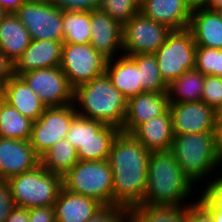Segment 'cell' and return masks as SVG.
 <instances>
[{
    "label": "cell",
    "mask_w": 222,
    "mask_h": 222,
    "mask_svg": "<svg viewBox=\"0 0 222 222\" xmlns=\"http://www.w3.org/2000/svg\"><path fill=\"white\" fill-rule=\"evenodd\" d=\"M150 156L151 152L131 134H118L108 157L113 173V205L127 210L141 205Z\"/></svg>",
    "instance_id": "1"
},
{
    "label": "cell",
    "mask_w": 222,
    "mask_h": 222,
    "mask_svg": "<svg viewBox=\"0 0 222 222\" xmlns=\"http://www.w3.org/2000/svg\"><path fill=\"white\" fill-rule=\"evenodd\" d=\"M197 187L170 151L151 152L141 205L186 206L198 200L195 195L200 194V189Z\"/></svg>",
    "instance_id": "2"
},
{
    "label": "cell",
    "mask_w": 222,
    "mask_h": 222,
    "mask_svg": "<svg viewBox=\"0 0 222 222\" xmlns=\"http://www.w3.org/2000/svg\"><path fill=\"white\" fill-rule=\"evenodd\" d=\"M170 152L196 186L202 185V188L222 178V162L215 148L213 132L174 135Z\"/></svg>",
    "instance_id": "3"
},
{
    "label": "cell",
    "mask_w": 222,
    "mask_h": 222,
    "mask_svg": "<svg viewBox=\"0 0 222 222\" xmlns=\"http://www.w3.org/2000/svg\"><path fill=\"white\" fill-rule=\"evenodd\" d=\"M73 106L82 117L121 129L127 111V98L112 85L106 74H102L74 89Z\"/></svg>",
    "instance_id": "4"
},
{
    "label": "cell",
    "mask_w": 222,
    "mask_h": 222,
    "mask_svg": "<svg viewBox=\"0 0 222 222\" xmlns=\"http://www.w3.org/2000/svg\"><path fill=\"white\" fill-rule=\"evenodd\" d=\"M7 181L15 206L27 209L53 206L63 188V177L46 170L41 164Z\"/></svg>",
    "instance_id": "5"
},
{
    "label": "cell",
    "mask_w": 222,
    "mask_h": 222,
    "mask_svg": "<svg viewBox=\"0 0 222 222\" xmlns=\"http://www.w3.org/2000/svg\"><path fill=\"white\" fill-rule=\"evenodd\" d=\"M63 188L103 205H113V173L108 160L78 161L63 176Z\"/></svg>",
    "instance_id": "6"
},
{
    "label": "cell",
    "mask_w": 222,
    "mask_h": 222,
    "mask_svg": "<svg viewBox=\"0 0 222 222\" xmlns=\"http://www.w3.org/2000/svg\"><path fill=\"white\" fill-rule=\"evenodd\" d=\"M197 46L191 31L172 30L154 53L161 78L169 85L187 71L195 69Z\"/></svg>",
    "instance_id": "7"
},
{
    "label": "cell",
    "mask_w": 222,
    "mask_h": 222,
    "mask_svg": "<svg viewBox=\"0 0 222 222\" xmlns=\"http://www.w3.org/2000/svg\"><path fill=\"white\" fill-rule=\"evenodd\" d=\"M109 58L88 44L63 43L60 67L73 89L106 74Z\"/></svg>",
    "instance_id": "8"
},
{
    "label": "cell",
    "mask_w": 222,
    "mask_h": 222,
    "mask_svg": "<svg viewBox=\"0 0 222 222\" xmlns=\"http://www.w3.org/2000/svg\"><path fill=\"white\" fill-rule=\"evenodd\" d=\"M171 31L139 11L123 25V54H154Z\"/></svg>",
    "instance_id": "9"
},
{
    "label": "cell",
    "mask_w": 222,
    "mask_h": 222,
    "mask_svg": "<svg viewBox=\"0 0 222 222\" xmlns=\"http://www.w3.org/2000/svg\"><path fill=\"white\" fill-rule=\"evenodd\" d=\"M77 115L73 104L61 107H47L33 122L30 144L41 157L58 141L65 139L73 118Z\"/></svg>",
    "instance_id": "10"
},
{
    "label": "cell",
    "mask_w": 222,
    "mask_h": 222,
    "mask_svg": "<svg viewBox=\"0 0 222 222\" xmlns=\"http://www.w3.org/2000/svg\"><path fill=\"white\" fill-rule=\"evenodd\" d=\"M20 77L47 107L73 104L74 89L60 66L31 70Z\"/></svg>",
    "instance_id": "11"
},
{
    "label": "cell",
    "mask_w": 222,
    "mask_h": 222,
    "mask_svg": "<svg viewBox=\"0 0 222 222\" xmlns=\"http://www.w3.org/2000/svg\"><path fill=\"white\" fill-rule=\"evenodd\" d=\"M14 15L27 28L32 40L63 42L62 11L54 4L25 1Z\"/></svg>",
    "instance_id": "12"
},
{
    "label": "cell",
    "mask_w": 222,
    "mask_h": 222,
    "mask_svg": "<svg viewBox=\"0 0 222 222\" xmlns=\"http://www.w3.org/2000/svg\"><path fill=\"white\" fill-rule=\"evenodd\" d=\"M174 135L213 132L217 112L203 101L169 103Z\"/></svg>",
    "instance_id": "13"
},
{
    "label": "cell",
    "mask_w": 222,
    "mask_h": 222,
    "mask_svg": "<svg viewBox=\"0 0 222 222\" xmlns=\"http://www.w3.org/2000/svg\"><path fill=\"white\" fill-rule=\"evenodd\" d=\"M90 45L109 59L123 54V25L100 9L91 10Z\"/></svg>",
    "instance_id": "14"
},
{
    "label": "cell",
    "mask_w": 222,
    "mask_h": 222,
    "mask_svg": "<svg viewBox=\"0 0 222 222\" xmlns=\"http://www.w3.org/2000/svg\"><path fill=\"white\" fill-rule=\"evenodd\" d=\"M39 164L40 157L29 141L0 137V178L8 179Z\"/></svg>",
    "instance_id": "15"
},
{
    "label": "cell",
    "mask_w": 222,
    "mask_h": 222,
    "mask_svg": "<svg viewBox=\"0 0 222 222\" xmlns=\"http://www.w3.org/2000/svg\"><path fill=\"white\" fill-rule=\"evenodd\" d=\"M169 109L167 93L143 92L127 99V111L121 132L131 134L140 124Z\"/></svg>",
    "instance_id": "16"
},
{
    "label": "cell",
    "mask_w": 222,
    "mask_h": 222,
    "mask_svg": "<svg viewBox=\"0 0 222 222\" xmlns=\"http://www.w3.org/2000/svg\"><path fill=\"white\" fill-rule=\"evenodd\" d=\"M62 41L31 40L29 46L14 63V75L20 76L31 70L59 67Z\"/></svg>",
    "instance_id": "17"
},
{
    "label": "cell",
    "mask_w": 222,
    "mask_h": 222,
    "mask_svg": "<svg viewBox=\"0 0 222 222\" xmlns=\"http://www.w3.org/2000/svg\"><path fill=\"white\" fill-rule=\"evenodd\" d=\"M140 12L171 30L186 29L192 9L186 0H142Z\"/></svg>",
    "instance_id": "18"
},
{
    "label": "cell",
    "mask_w": 222,
    "mask_h": 222,
    "mask_svg": "<svg viewBox=\"0 0 222 222\" xmlns=\"http://www.w3.org/2000/svg\"><path fill=\"white\" fill-rule=\"evenodd\" d=\"M188 29L197 47L222 49V12L193 9Z\"/></svg>",
    "instance_id": "19"
},
{
    "label": "cell",
    "mask_w": 222,
    "mask_h": 222,
    "mask_svg": "<svg viewBox=\"0 0 222 222\" xmlns=\"http://www.w3.org/2000/svg\"><path fill=\"white\" fill-rule=\"evenodd\" d=\"M131 135L150 152L170 151L174 132L169 109L164 114L140 124Z\"/></svg>",
    "instance_id": "20"
},
{
    "label": "cell",
    "mask_w": 222,
    "mask_h": 222,
    "mask_svg": "<svg viewBox=\"0 0 222 222\" xmlns=\"http://www.w3.org/2000/svg\"><path fill=\"white\" fill-rule=\"evenodd\" d=\"M103 206V204L92 197L71 193L62 188L53 205L55 221L86 222Z\"/></svg>",
    "instance_id": "21"
},
{
    "label": "cell",
    "mask_w": 222,
    "mask_h": 222,
    "mask_svg": "<svg viewBox=\"0 0 222 222\" xmlns=\"http://www.w3.org/2000/svg\"><path fill=\"white\" fill-rule=\"evenodd\" d=\"M5 101L33 122L38 120L47 108L27 83L16 75L5 83Z\"/></svg>",
    "instance_id": "22"
},
{
    "label": "cell",
    "mask_w": 222,
    "mask_h": 222,
    "mask_svg": "<svg viewBox=\"0 0 222 222\" xmlns=\"http://www.w3.org/2000/svg\"><path fill=\"white\" fill-rule=\"evenodd\" d=\"M106 75L127 99L141 93L140 71L129 56L122 54L109 59Z\"/></svg>",
    "instance_id": "23"
},
{
    "label": "cell",
    "mask_w": 222,
    "mask_h": 222,
    "mask_svg": "<svg viewBox=\"0 0 222 222\" xmlns=\"http://www.w3.org/2000/svg\"><path fill=\"white\" fill-rule=\"evenodd\" d=\"M31 40L30 33L22 22L14 13H7L0 23V51L15 63Z\"/></svg>",
    "instance_id": "24"
},
{
    "label": "cell",
    "mask_w": 222,
    "mask_h": 222,
    "mask_svg": "<svg viewBox=\"0 0 222 222\" xmlns=\"http://www.w3.org/2000/svg\"><path fill=\"white\" fill-rule=\"evenodd\" d=\"M205 76L196 69L182 74L168 85L169 103L201 101Z\"/></svg>",
    "instance_id": "25"
},
{
    "label": "cell",
    "mask_w": 222,
    "mask_h": 222,
    "mask_svg": "<svg viewBox=\"0 0 222 222\" xmlns=\"http://www.w3.org/2000/svg\"><path fill=\"white\" fill-rule=\"evenodd\" d=\"M120 132L121 129L105 124L92 138L77 149L78 160H108L112 144Z\"/></svg>",
    "instance_id": "26"
},
{
    "label": "cell",
    "mask_w": 222,
    "mask_h": 222,
    "mask_svg": "<svg viewBox=\"0 0 222 222\" xmlns=\"http://www.w3.org/2000/svg\"><path fill=\"white\" fill-rule=\"evenodd\" d=\"M186 206L139 205L128 209L129 222H186Z\"/></svg>",
    "instance_id": "27"
},
{
    "label": "cell",
    "mask_w": 222,
    "mask_h": 222,
    "mask_svg": "<svg viewBox=\"0 0 222 222\" xmlns=\"http://www.w3.org/2000/svg\"><path fill=\"white\" fill-rule=\"evenodd\" d=\"M63 43L88 44L91 33V11H62Z\"/></svg>",
    "instance_id": "28"
},
{
    "label": "cell",
    "mask_w": 222,
    "mask_h": 222,
    "mask_svg": "<svg viewBox=\"0 0 222 222\" xmlns=\"http://www.w3.org/2000/svg\"><path fill=\"white\" fill-rule=\"evenodd\" d=\"M76 148L67 139L53 145L40 157V164L48 171L63 177L78 162Z\"/></svg>",
    "instance_id": "29"
},
{
    "label": "cell",
    "mask_w": 222,
    "mask_h": 222,
    "mask_svg": "<svg viewBox=\"0 0 222 222\" xmlns=\"http://www.w3.org/2000/svg\"><path fill=\"white\" fill-rule=\"evenodd\" d=\"M33 121L5 100L0 104V137L29 141Z\"/></svg>",
    "instance_id": "30"
},
{
    "label": "cell",
    "mask_w": 222,
    "mask_h": 222,
    "mask_svg": "<svg viewBox=\"0 0 222 222\" xmlns=\"http://www.w3.org/2000/svg\"><path fill=\"white\" fill-rule=\"evenodd\" d=\"M140 71L141 93H167L168 85L161 78L158 62L154 54L129 56Z\"/></svg>",
    "instance_id": "31"
},
{
    "label": "cell",
    "mask_w": 222,
    "mask_h": 222,
    "mask_svg": "<svg viewBox=\"0 0 222 222\" xmlns=\"http://www.w3.org/2000/svg\"><path fill=\"white\" fill-rule=\"evenodd\" d=\"M104 125L103 122L85 118L77 114L71 122L66 139L77 150Z\"/></svg>",
    "instance_id": "32"
},
{
    "label": "cell",
    "mask_w": 222,
    "mask_h": 222,
    "mask_svg": "<svg viewBox=\"0 0 222 222\" xmlns=\"http://www.w3.org/2000/svg\"><path fill=\"white\" fill-rule=\"evenodd\" d=\"M195 69L204 76L222 77V49L197 47Z\"/></svg>",
    "instance_id": "33"
},
{
    "label": "cell",
    "mask_w": 222,
    "mask_h": 222,
    "mask_svg": "<svg viewBox=\"0 0 222 222\" xmlns=\"http://www.w3.org/2000/svg\"><path fill=\"white\" fill-rule=\"evenodd\" d=\"M198 201L211 213L214 222H222V178L200 188Z\"/></svg>",
    "instance_id": "34"
},
{
    "label": "cell",
    "mask_w": 222,
    "mask_h": 222,
    "mask_svg": "<svg viewBox=\"0 0 222 222\" xmlns=\"http://www.w3.org/2000/svg\"><path fill=\"white\" fill-rule=\"evenodd\" d=\"M99 9L124 25L140 11V0H102Z\"/></svg>",
    "instance_id": "35"
},
{
    "label": "cell",
    "mask_w": 222,
    "mask_h": 222,
    "mask_svg": "<svg viewBox=\"0 0 222 222\" xmlns=\"http://www.w3.org/2000/svg\"><path fill=\"white\" fill-rule=\"evenodd\" d=\"M201 101L217 113L222 109V77L205 76Z\"/></svg>",
    "instance_id": "36"
},
{
    "label": "cell",
    "mask_w": 222,
    "mask_h": 222,
    "mask_svg": "<svg viewBox=\"0 0 222 222\" xmlns=\"http://www.w3.org/2000/svg\"><path fill=\"white\" fill-rule=\"evenodd\" d=\"M86 222H129L128 210L117 205H104Z\"/></svg>",
    "instance_id": "37"
},
{
    "label": "cell",
    "mask_w": 222,
    "mask_h": 222,
    "mask_svg": "<svg viewBox=\"0 0 222 222\" xmlns=\"http://www.w3.org/2000/svg\"><path fill=\"white\" fill-rule=\"evenodd\" d=\"M14 207L8 181L0 178V222H6Z\"/></svg>",
    "instance_id": "38"
},
{
    "label": "cell",
    "mask_w": 222,
    "mask_h": 222,
    "mask_svg": "<svg viewBox=\"0 0 222 222\" xmlns=\"http://www.w3.org/2000/svg\"><path fill=\"white\" fill-rule=\"evenodd\" d=\"M102 0H56L54 5L61 11L99 9Z\"/></svg>",
    "instance_id": "39"
},
{
    "label": "cell",
    "mask_w": 222,
    "mask_h": 222,
    "mask_svg": "<svg viewBox=\"0 0 222 222\" xmlns=\"http://www.w3.org/2000/svg\"><path fill=\"white\" fill-rule=\"evenodd\" d=\"M186 222H214L211 213L197 200L187 205Z\"/></svg>",
    "instance_id": "40"
},
{
    "label": "cell",
    "mask_w": 222,
    "mask_h": 222,
    "mask_svg": "<svg viewBox=\"0 0 222 222\" xmlns=\"http://www.w3.org/2000/svg\"><path fill=\"white\" fill-rule=\"evenodd\" d=\"M30 222H56L53 206L34 207L28 209Z\"/></svg>",
    "instance_id": "41"
},
{
    "label": "cell",
    "mask_w": 222,
    "mask_h": 222,
    "mask_svg": "<svg viewBox=\"0 0 222 222\" xmlns=\"http://www.w3.org/2000/svg\"><path fill=\"white\" fill-rule=\"evenodd\" d=\"M14 75V63L0 51V82L6 83Z\"/></svg>",
    "instance_id": "42"
},
{
    "label": "cell",
    "mask_w": 222,
    "mask_h": 222,
    "mask_svg": "<svg viewBox=\"0 0 222 222\" xmlns=\"http://www.w3.org/2000/svg\"><path fill=\"white\" fill-rule=\"evenodd\" d=\"M214 142L217 154L222 162V119L217 115L213 127Z\"/></svg>",
    "instance_id": "43"
},
{
    "label": "cell",
    "mask_w": 222,
    "mask_h": 222,
    "mask_svg": "<svg viewBox=\"0 0 222 222\" xmlns=\"http://www.w3.org/2000/svg\"><path fill=\"white\" fill-rule=\"evenodd\" d=\"M6 222H30L27 208L15 206Z\"/></svg>",
    "instance_id": "44"
},
{
    "label": "cell",
    "mask_w": 222,
    "mask_h": 222,
    "mask_svg": "<svg viewBox=\"0 0 222 222\" xmlns=\"http://www.w3.org/2000/svg\"><path fill=\"white\" fill-rule=\"evenodd\" d=\"M26 0H0V8L6 13H15Z\"/></svg>",
    "instance_id": "45"
},
{
    "label": "cell",
    "mask_w": 222,
    "mask_h": 222,
    "mask_svg": "<svg viewBox=\"0 0 222 222\" xmlns=\"http://www.w3.org/2000/svg\"><path fill=\"white\" fill-rule=\"evenodd\" d=\"M208 1L209 0H186L187 4L192 10L196 8H205L208 4Z\"/></svg>",
    "instance_id": "46"
},
{
    "label": "cell",
    "mask_w": 222,
    "mask_h": 222,
    "mask_svg": "<svg viewBox=\"0 0 222 222\" xmlns=\"http://www.w3.org/2000/svg\"><path fill=\"white\" fill-rule=\"evenodd\" d=\"M205 8L222 12V0H209Z\"/></svg>",
    "instance_id": "47"
},
{
    "label": "cell",
    "mask_w": 222,
    "mask_h": 222,
    "mask_svg": "<svg viewBox=\"0 0 222 222\" xmlns=\"http://www.w3.org/2000/svg\"><path fill=\"white\" fill-rule=\"evenodd\" d=\"M5 100V83L0 82V104Z\"/></svg>",
    "instance_id": "48"
},
{
    "label": "cell",
    "mask_w": 222,
    "mask_h": 222,
    "mask_svg": "<svg viewBox=\"0 0 222 222\" xmlns=\"http://www.w3.org/2000/svg\"><path fill=\"white\" fill-rule=\"evenodd\" d=\"M31 3L54 4L56 0H26Z\"/></svg>",
    "instance_id": "49"
},
{
    "label": "cell",
    "mask_w": 222,
    "mask_h": 222,
    "mask_svg": "<svg viewBox=\"0 0 222 222\" xmlns=\"http://www.w3.org/2000/svg\"><path fill=\"white\" fill-rule=\"evenodd\" d=\"M7 15V13L0 8V23L2 22L3 18Z\"/></svg>",
    "instance_id": "50"
},
{
    "label": "cell",
    "mask_w": 222,
    "mask_h": 222,
    "mask_svg": "<svg viewBox=\"0 0 222 222\" xmlns=\"http://www.w3.org/2000/svg\"><path fill=\"white\" fill-rule=\"evenodd\" d=\"M217 115L222 119V109L217 113Z\"/></svg>",
    "instance_id": "51"
}]
</instances>
